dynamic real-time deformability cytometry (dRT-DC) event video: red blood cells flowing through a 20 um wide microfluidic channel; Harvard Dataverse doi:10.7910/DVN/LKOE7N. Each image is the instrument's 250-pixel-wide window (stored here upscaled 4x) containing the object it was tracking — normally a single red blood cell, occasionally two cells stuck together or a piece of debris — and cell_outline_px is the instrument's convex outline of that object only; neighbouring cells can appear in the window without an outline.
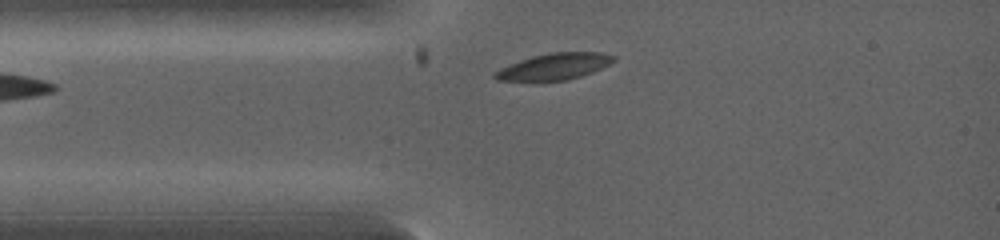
{"species": "common noctule bat (a hibernating species)", "species_latin": "Nyctalus noctula", "temperature_condition": "warm", "stored_images_in_passage": 6, "camera_frame_rate_fps": 5000, "um_per_image_px": 0.085, "animal": {"sex": "female", "body_mass_g": 19.0, "forearm_length_mm": 53.3}, "frame": {"image": 1, "passage_image": 1, "time_ms": 0.0, "image_size_px": [1000, 240], "cell_outline_px": [[616, 60], [592, 72], [568, 80], [536, 84], [496, 80], [492, 76], [492, 72], [508, 64], [532, 56], [552, 52], [600, 52], [616, 56]], "centroid_in_image_um": [46.99, 5.71], "position_along_channel_um": 38.0, "area_um2": 19.19}}
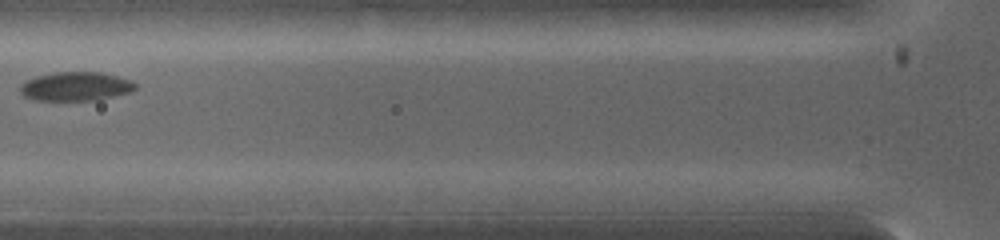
{"frame": {"image": 2, "passage_image": 4, "time_ms": 1.6, "image_size_px": [1000, 240], "cell_outline_px": [[136, 88], [128, 92], [96, 100], [36, 100], [24, 96], [20, 92], [20, 84], [36, 76], [56, 72], [100, 72], [116, 76], [128, 80], [136, 84]], "centroid_in_image_um": [6.39, 7.34], "position_along_channel_um": 119.4, "area_um2": 19.07}}
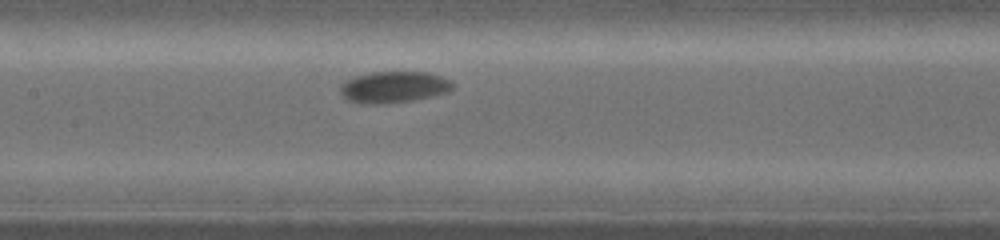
{"frame": {"image": 3, "passage_image": 6, "time_ms": 2.6, "image_size_px": [1000, 240], "cell_outline_px": [[452, 88], [448, 92], [412, 100], [376, 104], [360, 104], [348, 100], [340, 92], [340, 88], [348, 80], [356, 76], [372, 72], [424, 72], [440, 76], [448, 80], [452, 84]], "centroid_in_image_um": [33.45, 7.4], "position_along_channel_um": 174.0, "area_um2": 20.11}}